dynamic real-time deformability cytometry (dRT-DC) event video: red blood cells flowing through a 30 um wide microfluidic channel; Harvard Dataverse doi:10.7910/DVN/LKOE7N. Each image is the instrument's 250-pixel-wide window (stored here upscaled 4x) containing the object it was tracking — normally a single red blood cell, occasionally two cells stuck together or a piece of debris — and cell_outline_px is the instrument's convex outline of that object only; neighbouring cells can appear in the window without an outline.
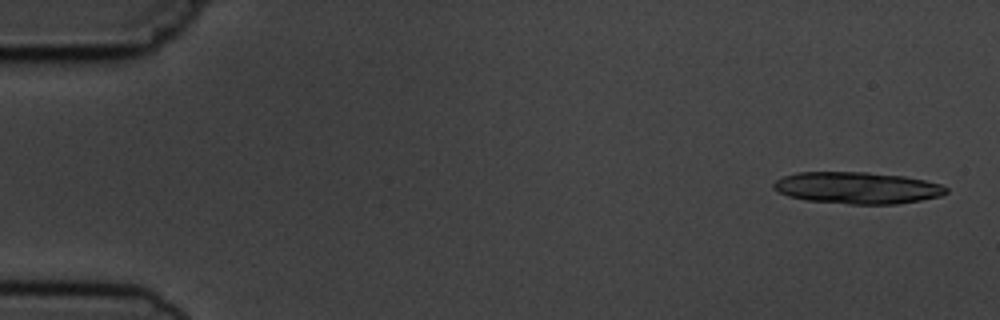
{"species": "common noctule bat (a hibernating species)", "species_latin": "Nyctalus noctula", "temperature_condition": "cold", "stored_images_in_passage": 4, "camera_frame_rate_fps": 3000, "um_per_image_px": 0.085, "animal": {"sex": "male", "body_mass_g": 19.5, "forearm_length_mm": 54.6}, "frame": {"image": 1, "passage_image": 1, "time_ms": 0.0, "image_size_px": [1000, 320], "cell_outline_px": [[948, 192], [940, 196], [920, 200], [896, 204], [848, 204], [804, 200], [788, 196], [772, 188], [772, 184], [776, 180], [784, 176], [796, 172], [868, 172], [904, 176], [924, 180], [940, 184], [948, 188]], "centroid_in_image_um": [72.85, 15.97], "position_along_channel_um": 12.2, "area_um2": 32.02}}